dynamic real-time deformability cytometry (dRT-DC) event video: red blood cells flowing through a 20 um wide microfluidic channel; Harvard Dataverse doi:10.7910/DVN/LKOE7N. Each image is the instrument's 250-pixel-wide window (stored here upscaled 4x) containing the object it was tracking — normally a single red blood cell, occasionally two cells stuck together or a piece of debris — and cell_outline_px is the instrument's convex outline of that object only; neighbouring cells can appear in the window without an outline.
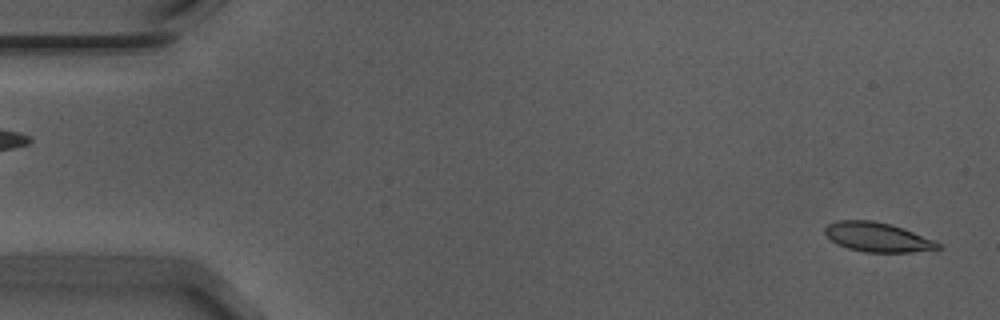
{"species": "Egyptian fruit bat (a non-hibernating species)", "species_latin": "Rousettus aegyptiacus", "temperature_condition": "warm", "stored_images_in_passage": 9, "camera_frame_rate_fps": 3000, "um_per_image_px": 0.085, "animal": {"sex": "male"}, "frame": {"image": 1, "passage_image": 1, "time_ms": 0.0, "image_size_px": [1000, 320], "cell_outline_px": [[944, 248], [936, 252], [864, 252], [848, 248], [836, 244], [824, 232], [824, 228], [828, 224], [840, 220], [872, 220], [892, 224], [904, 228], [936, 240]], "centroid_in_image_um": [74.71, 20.17], "position_along_channel_um": 10.3, "area_um2": 19.88}}